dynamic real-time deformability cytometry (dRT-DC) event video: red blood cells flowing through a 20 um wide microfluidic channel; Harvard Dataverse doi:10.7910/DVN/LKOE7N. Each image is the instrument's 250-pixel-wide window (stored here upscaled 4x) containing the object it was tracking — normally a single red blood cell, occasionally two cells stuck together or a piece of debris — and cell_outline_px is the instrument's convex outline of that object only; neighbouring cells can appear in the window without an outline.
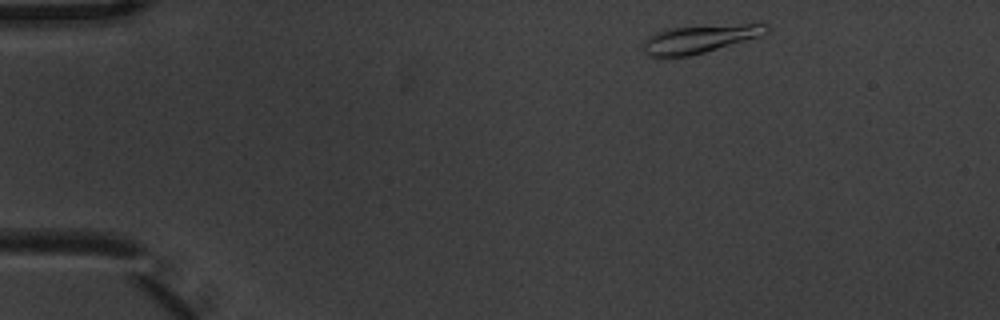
{"species": "common noctule bat (a hibernating species)", "species_latin": "Nyctalus noctula", "temperature_condition": "warm", "stored_images_in_passage": 3, "camera_frame_rate_fps": 3000, "um_per_image_px": 0.085, "animal": {"sex": "male", "body_mass_g": 20.1, "forearm_length_mm": 53.5}, "frame": {"image": 1, "passage_image": 1, "time_ms": 0.0, "image_size_px": [1000, 320], "cell_outline_px": [[768, 32], [760, 36], [704, 52], [688, 56], [656, 60], [648, 56], [644, 52], [644, 40], [648, 36], [664, 28], [740, 24], [768, 24]], "centroid_in_image_um": [59.35, 3.34], "position_along_channel_um": 25.7, "area_um2": 20.4}}